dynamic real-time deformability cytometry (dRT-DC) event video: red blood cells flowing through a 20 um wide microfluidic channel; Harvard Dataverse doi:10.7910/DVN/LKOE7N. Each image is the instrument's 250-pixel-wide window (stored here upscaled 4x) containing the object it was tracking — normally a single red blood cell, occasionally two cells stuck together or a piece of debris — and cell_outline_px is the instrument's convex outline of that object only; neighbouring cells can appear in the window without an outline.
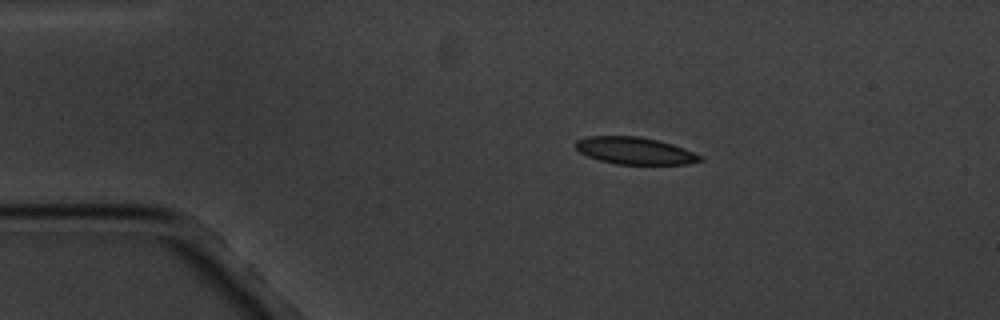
{"species": "common noctule bat (a hibernating species)", "species_latin": "Nyctalus noctula", "temperature_condition": "cold", "stored_images_in_passage": 4, "camera_frame_rate_fps": 3000, "um_per_image_px": 0.085, "animal": {"sex": "male", "body_mass_g": 20.1, "forearm_length_mm": 53.5}, "frame": {"image": 1, "passage_image": 2, "time_ms": 1.333, "image_size_px": [1000, 320], "cell_outline_px": [[704, 160], [688, 164], [616, 164], [600, 160], [588, 156], [580, 152], [572, 144], [576, 140], [588, 136], [640, 136], [672, 144], [684, 148], [704, 156]], "centroid_in_image_um": [53.97, 12.81], "position_along_channel_um": 31.0, "area_um2": 19.77}}